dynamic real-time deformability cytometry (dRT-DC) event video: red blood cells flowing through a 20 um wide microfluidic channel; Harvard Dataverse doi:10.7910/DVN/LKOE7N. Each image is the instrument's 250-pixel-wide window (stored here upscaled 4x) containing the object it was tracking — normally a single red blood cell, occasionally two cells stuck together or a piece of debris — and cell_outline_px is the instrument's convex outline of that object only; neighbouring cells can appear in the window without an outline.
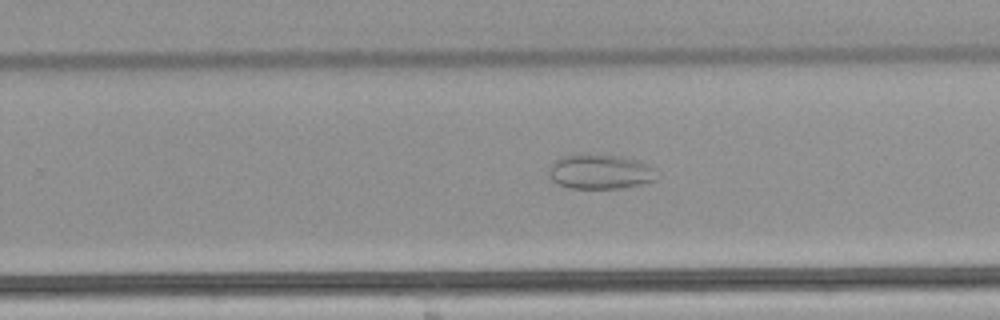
{"species": "common noctule bat (a hibernating species)", "species_latin": "Nyctalus noctula", "temperature_condition": "warm", "stored_images_in_passage": 50, "camera_frame_rate_fps": 3000, "um_per_image_px": 0.085, "animal": {"sex": "male", "body_mass_g": 21.5, "forearm_length_mm": 52.0}, "frame": {"image": 1, "passage_image": 33, "time_ms": 10.667, "image_size_px": [1000, 320], "cell_outline_px": [[656, 180], [624, 188], [572, 188], [560, 184], [552, 180], [548, 172], [552, 164], [556, 160], [564, 156], [584, 152], [620, 156], [640, 160], [648, 164], [652, 168]], "centroid_in_image_um": [51.0, 14.57], "position_along_channel_um": 278.8, "area_um2": 21.91}}
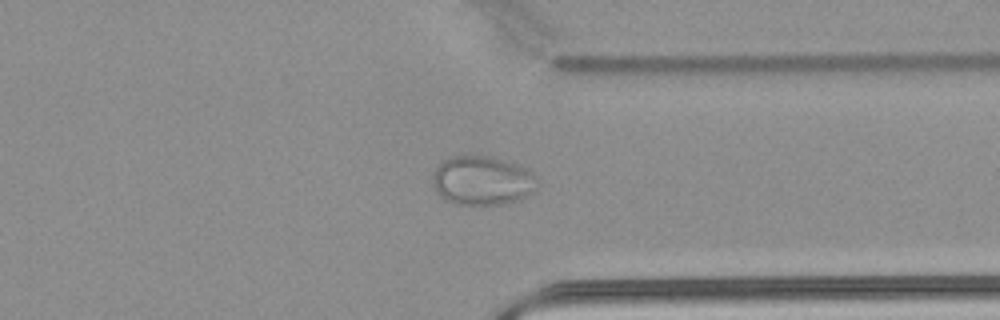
{"frame": {"image": 2, "passage_image": 40, "time_ms": 13.0, "image_size_px": [1000, 320], "cell_outline_px": [[536, 180], [532, 192], [528, 196], [520, 200], [480, 208], [456, 204], [444, 200], [436, 192], [432, 184], [432, 176], [436, 168], [444, 160], [452, 156], [492, 156], [520, 164], [532, 172], [536, 176]], "centroid_in_image_um": [40.98, 15.39], "position_along_channel_um": 370.4, "area_um2": 30.75}}
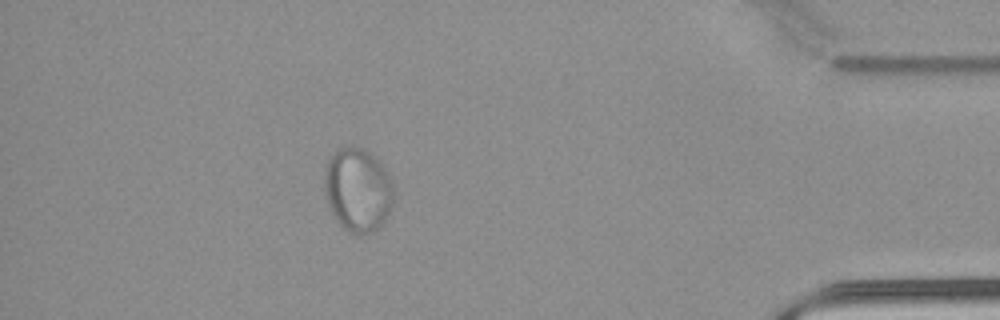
{"frame": {"image": 3, "passage_image": 46, "time_ms": 15.0, "image_size_px": [1000, 320], "cell_outline_px": [[396, 196], [388, 216], [384, 224], [372, 232], [352, 232], [344, 228], [336, 220], [328, 208], [324, 192], [324, 168], [328, 160], [340, 148], [348, 144], [352, 144], [364, 148], [376, 156], [392, 180], [396, 192]], "centroid_in_image_um": [30.44, 16.1], "position_along_channel_um": 404.8, "area_um2": 34.62}}